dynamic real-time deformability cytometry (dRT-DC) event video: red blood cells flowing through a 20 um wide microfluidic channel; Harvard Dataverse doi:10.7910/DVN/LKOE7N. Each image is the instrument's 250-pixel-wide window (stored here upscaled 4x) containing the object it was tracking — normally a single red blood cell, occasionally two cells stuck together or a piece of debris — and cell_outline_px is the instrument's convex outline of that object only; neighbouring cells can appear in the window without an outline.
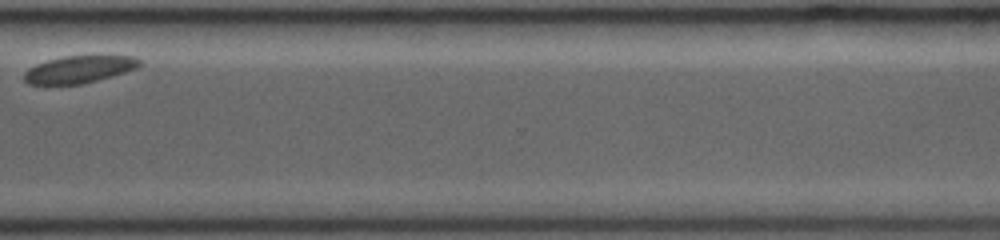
{"species": "common noctule bat (a hibernating species)", "species_latin": "Nyctalus noctula", "temperature_condition": "room temperature", "stored_images_in_passage": 14, "segment_of_instrument_passage": [2, 2], "camera_frame_rate_fps": 3000, "um_per_image_px": 0.085, "animal": {"sex": "female", "body_mass_g": 19.0, "forearm_length_mm": 53.3}, "frame": {"image": 1, "passage_image": 13, "time_ms": 1674.667, "image_size_px": [1000, 240], "cell_outline_px": [[140, 64], [136, 68], [124, 72], [96, 80], [80, 84], [28, 84], [24, 80], [24, 72], [28, 68], [36, 64], [48, 60], [64, 56], [132, 56], [140, 60]], "centroid_in_image_um": [6.67, 5.89], "position_along_channel_um": 363.9, "area_um2": 17.98}}
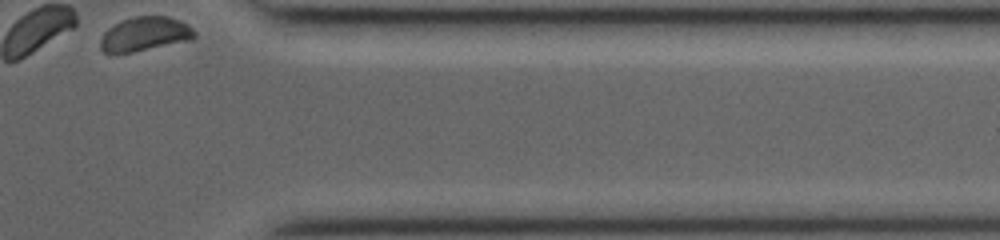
{"frame": {"image": 2, "passage_image": 14, "time_ms": 1675.667, "image_size_px": [1000, 240], "cell_outline_px": [[196, 36], [192, 40], [132, 52], [104, 52], [100, 48], [100, 40], [104, 32], [108, 28], [120, 20], [136, 16], [168, 16], [180, 20], [188, 24], [196, 32]], "centroid_in_image_um": [12.34, 2.88], "position_along_channel_um": 399.1, "area_um2": 18.79}}